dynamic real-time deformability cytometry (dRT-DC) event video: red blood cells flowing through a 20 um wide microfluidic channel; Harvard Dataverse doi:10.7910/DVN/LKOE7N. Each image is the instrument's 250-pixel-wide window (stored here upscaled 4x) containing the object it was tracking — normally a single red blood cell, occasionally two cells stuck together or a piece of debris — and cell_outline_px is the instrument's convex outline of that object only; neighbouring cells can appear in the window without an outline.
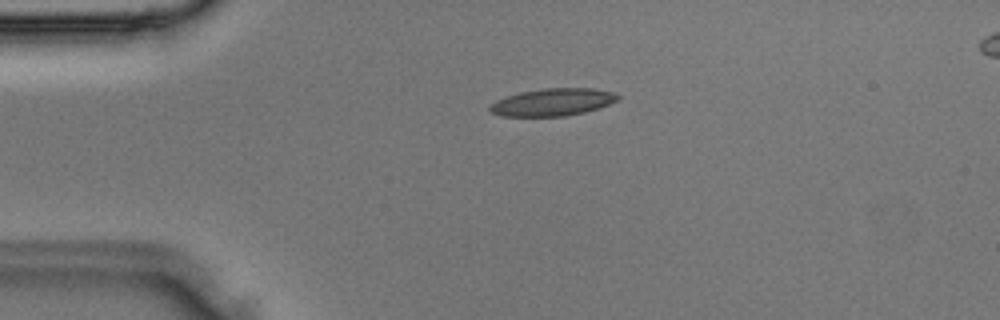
{"species": "Egyptian fruit bat (a non-hibernating species)", "species_latin": "Rousettus aegyptiacus", "temperature_condition": "room temperature", "stored_images_in_passage": 3, "camera_frame_rate_fps": 3000, "um_per_image_px": 0.085, "animal": {"sex": "male"}, "frame": {"image": 1, "passage_image": 2, "time_ms": 0.333, "image_size_px": [1000, 320], "cell_outline_px": [[620, 96], [616, 100], [608, 104], [584, 112], [564, 116], [500, 116], [492, 112], [488, 108], [496, 100], [520, 92], [544, 88], [592, 88], [612, 92]], "centroid_in_image_um": [46.95, 8.68], "position_along_channel_um": 38.1, "area_um2": 20.11}}